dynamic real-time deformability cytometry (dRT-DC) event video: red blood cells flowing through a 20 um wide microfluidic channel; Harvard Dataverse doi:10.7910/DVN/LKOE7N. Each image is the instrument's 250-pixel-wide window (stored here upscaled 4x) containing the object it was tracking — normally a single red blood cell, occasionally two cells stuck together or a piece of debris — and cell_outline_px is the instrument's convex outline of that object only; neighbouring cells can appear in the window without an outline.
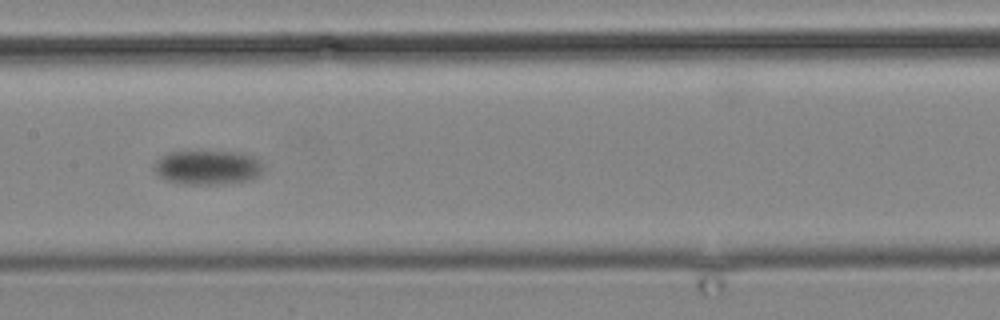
{"species": "common noctule bat (a hibernating species)", "species_latin": "Nyctalus noctula", "temperature_condition": "cold", "stored_images_in_passage": 17, "segment_of_instrument_passage": [1, 2], "camera_frame_rate_fps": 3000, "um_per_image_px": 0.085, "animal": {"sex": "male", "body_mass_g": 19.2, "forearm_length_mm": 51.8}, "frame": {"image": 1, "passage_image": 15, "time_ms": 17.667, "image_size_px": [1000, 320], "cell_outline_px": [[264, 172], [260, 176], [252, 180], [216, 184], [180, 184], [164, 180], [152, 168], [152, 164], [160, 156], [168, 152], [244, 152], [260, 156], [264, 168]], "centroid_in_image_um": [17.71, 14.23], "position_along_channel_um": 189.7, "area_um2": 22.54}}